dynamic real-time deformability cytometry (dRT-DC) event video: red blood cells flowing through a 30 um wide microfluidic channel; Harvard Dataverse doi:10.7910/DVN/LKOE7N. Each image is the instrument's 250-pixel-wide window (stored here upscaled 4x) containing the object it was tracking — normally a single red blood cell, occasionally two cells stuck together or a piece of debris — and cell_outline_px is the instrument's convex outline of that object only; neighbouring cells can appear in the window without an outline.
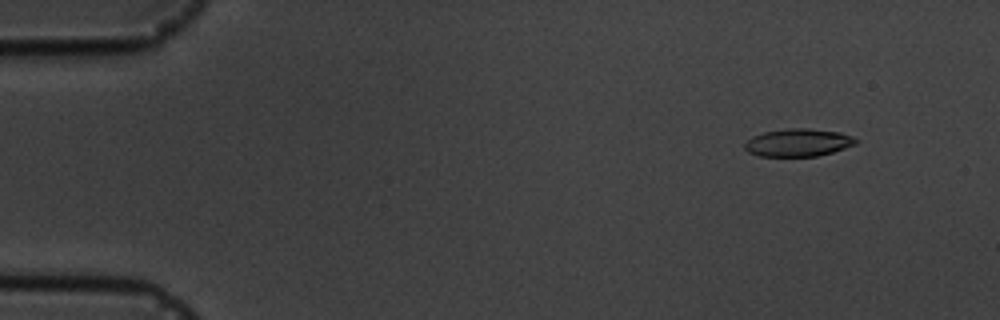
{"species": "common noctule bat (a hibernating species)", "species_latin": "Nyctalus noctula", "temperature_condition": "cold", "stored_images_in_passage": 4, "camera_frame_rate_fps": 3000, "um_per_image_px": 0.085, "animal": {"sex": "male", "body_mass_g": 19.5, "forearm_length_mm": 54.6}, "frame": {"image": 1, "passage_image": 1, "time_ms": 0.0, "image_size_px": [1000, 320], "cell_outline_px": [[860, 140], [856, 144], [832, 152], [816, 156], [760, 156], [748, 152], [744, 148], [744, 144], [752, 136], [764, 132], [788, 128], [808, 128], [840, 132], [852, 136]], "centroid_in_image_um": [67.85, 12.11], "position_along_channel_um": 17.1, "area_um2": 17.98}}
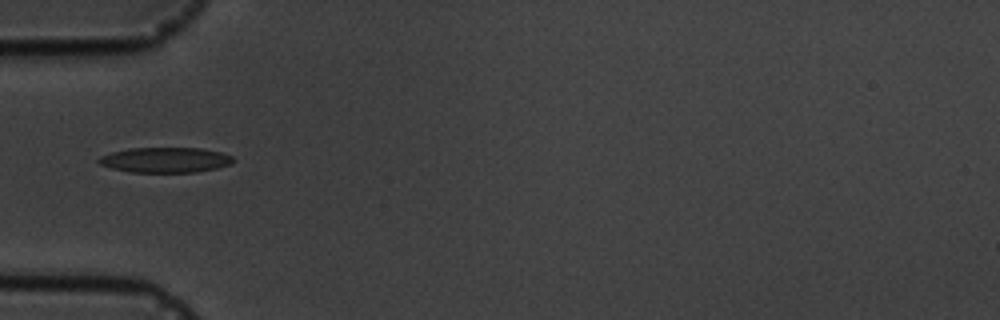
{"frame": {"image": 2, "passage_image": 4, "time_ms": 4.333, "image_size_px": [1000, 320], "cell_outline_px": [[236, 160], [232, 164], [216, 168], [196, 172], [132, 172], [112, 168], [100, 164], [96, 160], [100, 156], [112, 152], [128, 148], [200, 148], [220, 152], [232, 156]], "centroid_in_image_um": [14.06, 13.59], "position_along_channel_um": 70.9, "area_um2": 19.77}}